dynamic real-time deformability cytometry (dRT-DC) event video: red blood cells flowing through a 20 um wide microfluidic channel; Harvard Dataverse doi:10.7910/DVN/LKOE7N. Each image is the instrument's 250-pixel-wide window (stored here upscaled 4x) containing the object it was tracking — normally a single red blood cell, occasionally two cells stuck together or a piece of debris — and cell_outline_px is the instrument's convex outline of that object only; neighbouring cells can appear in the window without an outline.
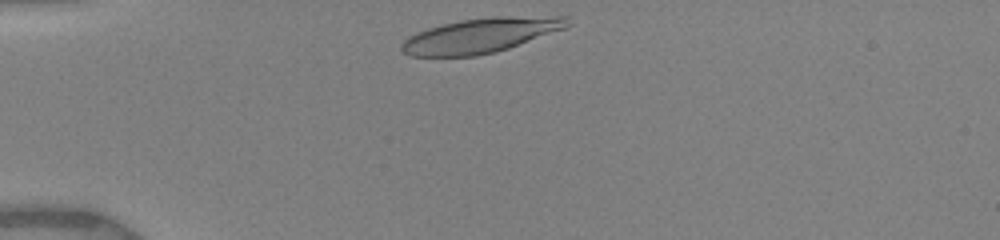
{"species": "human", "species_latin": "Homo sapiens", "temperature_condition": "warm", "stored_images_in_passage": 11, "camera_frame_rate_fps": 3000, "um_per_image_px": 0.085, "donor": {"sex": "female"}, "frame": {"image": 1, "passage_image": 1, "time_ms": 0.0, "image_size_px": [1000, 240], "cell_outline_px": [[572, 24], [564, 28], [508, 48], [496, 52], [476, 56], [408, 56], [400, 48], [400, 44], [408, 36], [416, 32], [428, 28], [460, 20], [492, 16], [568, 16]], "centroid_in_image_um": [40.84, 3.0], "position_along_channel_um": 44.2, "area_um2": 33.58}}
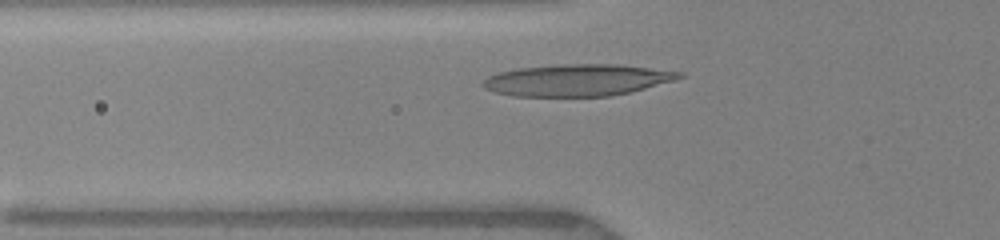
{"frame": {"image": 2, "passage_image": 8, "time_ms": 1.667, "image_size_px": [1000, 240], "cell_outline_px": [[684, 76], [676, 80], [612, 96], [512, 96], [496, 92], [484, 88], [480, 84], [488, 76], [500, 72], [516, 68], [564, 64], [616, 64], [684, 72]], "centroid_in_image_um": [49.06, 6.8], "position_along_channel_um": 76.7, "area_um2": 36.24}}